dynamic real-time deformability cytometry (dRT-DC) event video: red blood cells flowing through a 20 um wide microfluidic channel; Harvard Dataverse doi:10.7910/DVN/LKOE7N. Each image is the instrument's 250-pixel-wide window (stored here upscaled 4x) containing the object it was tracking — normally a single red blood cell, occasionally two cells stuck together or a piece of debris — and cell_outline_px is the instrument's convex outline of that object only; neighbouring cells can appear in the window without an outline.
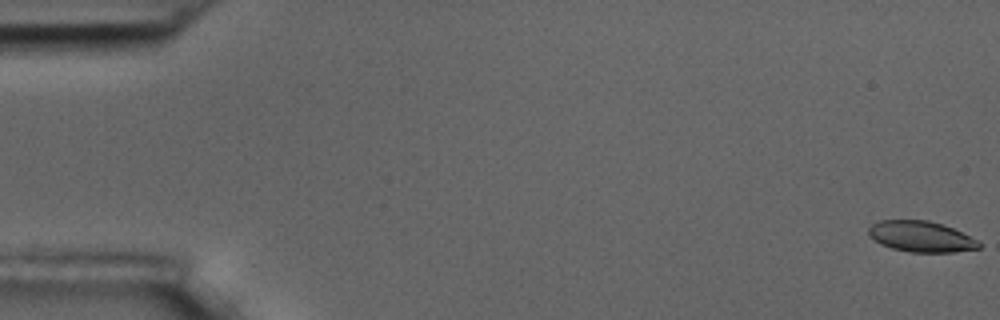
{"species": "common noctule bat (a hibernating species)", "species_latin": "Nyctalus noctula", "temperature_condition": "room temperature", "stored_images_in_passage": 9, "camera_frame_rate_fps": 3000, "um_per_image_px": 0.085, "animal": {"sex": "male", "body_mass_g": 17.5, "forearm_length_mm": 52.3}, "frame": {"image": 1, "passage_image": 1, "time_ms": 0.0, "image_size_px": [1000, 320], "cell_outline_px": [[980, 248], [952, 252], [908, 252], [892, 248], [880, 244], [868, 236], [868, 228], [872, 224], [880, 220], [928, 220], [952, 228], [976, 240], [980, 244]], "centroid_in_image_um": [78.22, 20.11], "position_along_channel_um": 6.8, "area_um2": 19.65}}
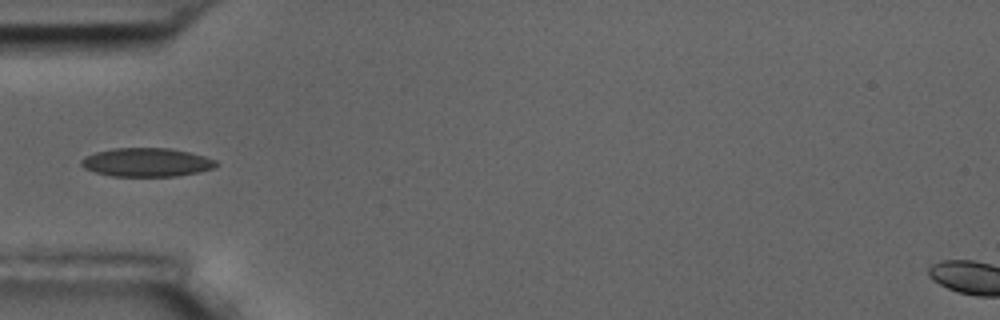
{"frame": {"image": 2, "passage_image": 6, "time_ms": 6.0, "image_size_px": [1000, 320], "cell_outline_px": [[220, 164], [216, 168], [176, 176], [112, 176], [96, 172], [84, 168], [80, 164], [80, 160], [84, 156], [96, 152], [112, 148], [168, 148], [188, 152], [204, 156], [216, 160]], "centroid_in_image_um": [12.46, 13.79], "position_along_channel_um": 72.5, "area_um2": 22.54}}
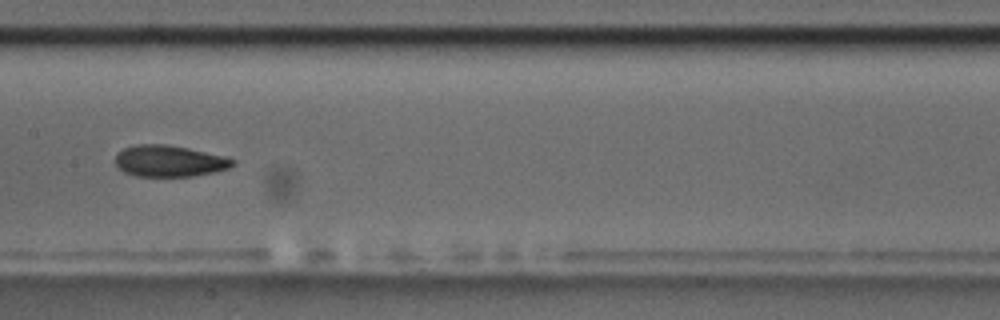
{"frame": {"image": 3, "passage_image": 9, "time_ms": 9.333, "image_size_px": [1000, 320], "cell_outline_px": [[236, 164], [228, 168], [216, 172], [192, 176], [136, 176], [124, 172], [116, 164], [116, 152], [124, 148], [136, 144], [168, 144], [228, 156], [236, 160]], "centroid_in_image_um": [14.44, 13.68], "position_along_channel_um": 193.0, "area_um2": 21.73}}